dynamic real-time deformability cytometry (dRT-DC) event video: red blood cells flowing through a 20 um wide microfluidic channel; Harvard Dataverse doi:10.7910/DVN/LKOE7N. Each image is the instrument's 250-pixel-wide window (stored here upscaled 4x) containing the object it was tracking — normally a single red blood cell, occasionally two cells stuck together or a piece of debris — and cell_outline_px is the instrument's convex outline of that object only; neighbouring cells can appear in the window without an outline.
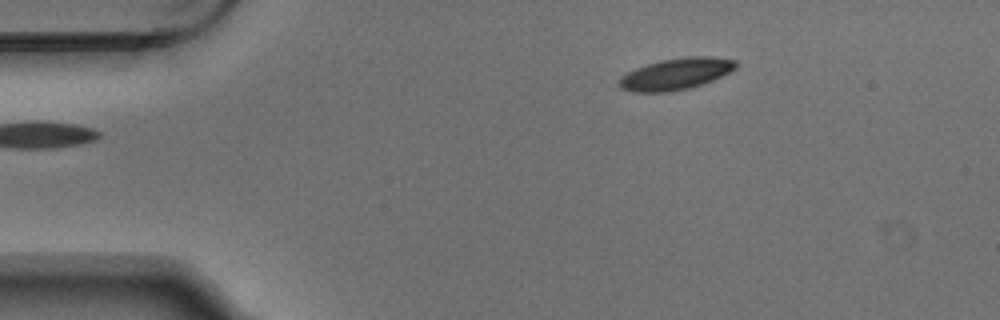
{"species": "Egyptian fruit bat (a non-hibernating species)", "species_latin": "Rousettus aegyptiacus", "temperature_condition": "warm", "stored_images_in_passage": 5, "camera_frame_rate_fps": 3000, "um_per_image_px": 0.085, "animal": {"sex": "male"}, "frame": {"image": 1, "passage_image": 5, "time_ms": 1.333, "image_size_px": [1000, 320], "cell_outline_px": [[740, 64], [736, 68], [712, 80], [688, 88], [668, 92], [632, 92], [620, 88], [616, 84], [620, 76], [636, 68], [660, 60], [688, 56], [712, 56], [736, 60]], "centroid_in_image_um": [57.43, 6.28], "position_along_channel_um": 27.6, "area_um2": 21.5}}